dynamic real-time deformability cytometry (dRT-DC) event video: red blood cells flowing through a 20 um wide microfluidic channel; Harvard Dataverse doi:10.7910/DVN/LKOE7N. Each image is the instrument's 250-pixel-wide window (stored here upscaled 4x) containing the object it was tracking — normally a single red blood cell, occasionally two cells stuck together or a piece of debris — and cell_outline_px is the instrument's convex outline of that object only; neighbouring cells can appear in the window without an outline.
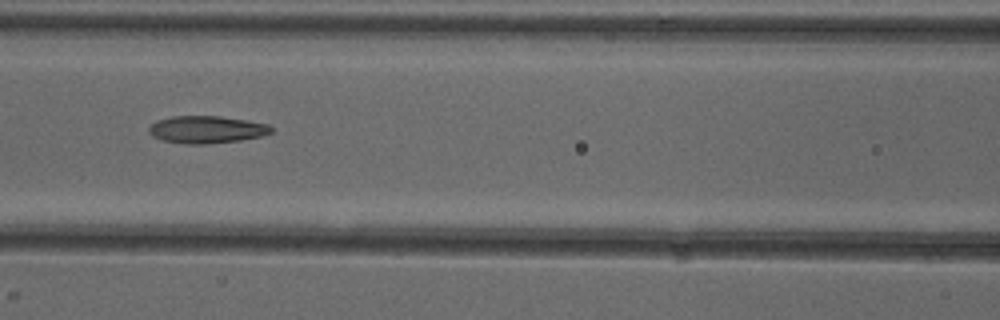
{"species": "common noctule bat (a hibernating species)", "species_latin": "Nyctalus noctula", "temperature_condition": "cold", "stored_images_in_passage": 8, "camera_frame_rate_fps": 3000, "um_per_image_px": 0.085, "animal": {"sex": "female"}, "frame": {"image": 1, "passage_image": 8, "time_ms": 8.0, "image_size_px": [1000, 320], "cell_outline_px": [[272, 132], [264, 136], [240, 140], [208, 144], [188, 144], [160, 140], [152, 136], [148, 132], [148, 128], [156, 120], [172, 116], [220, 116], [268, 124], [272, 128]], "centroid_in_image_um": [17.54, 11.01], "position_along_channel_um": 149.1, "area_um2": 19.59}}